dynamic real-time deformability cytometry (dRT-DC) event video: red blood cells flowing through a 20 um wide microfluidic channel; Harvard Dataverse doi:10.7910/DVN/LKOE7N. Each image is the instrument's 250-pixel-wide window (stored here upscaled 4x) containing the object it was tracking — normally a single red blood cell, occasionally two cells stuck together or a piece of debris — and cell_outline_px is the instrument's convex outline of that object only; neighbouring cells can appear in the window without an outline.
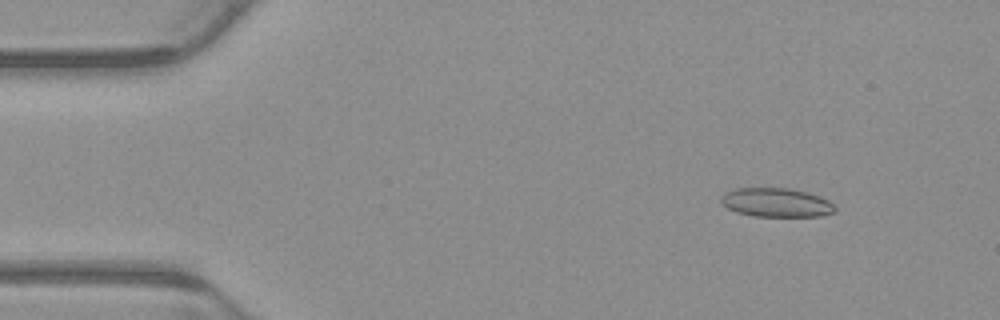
{"species": "common noctule bat (a hibernating species)", "species_latin": "Nyctalus noctula", "temperature_condition": "warm", "stored_images_in_passage": 7, "camera_frame_rate_fps": 3000, "um_per_image_px": 0.085, "animal": {"sex": "male", "body_mass_g": 23.1, "forearm_length_mm": 52.7}, "frame": {"image": 1, "passage_image": 2, "time_ms": 0.333, "image_size_px": [1000, 320], "cell_outline_px": [[836, 208], [832, 212], [820, 216], [752, 216], [736, 212], [728, 208], [720, 200], [728, 192], [736, 188], [788, 188], [808, 192], [820, 196], [828, 200]], "centroid_in_image_um": [66.0, 17.21], "position_along_channel_um": 19.0, "area_um2": 18.96}}
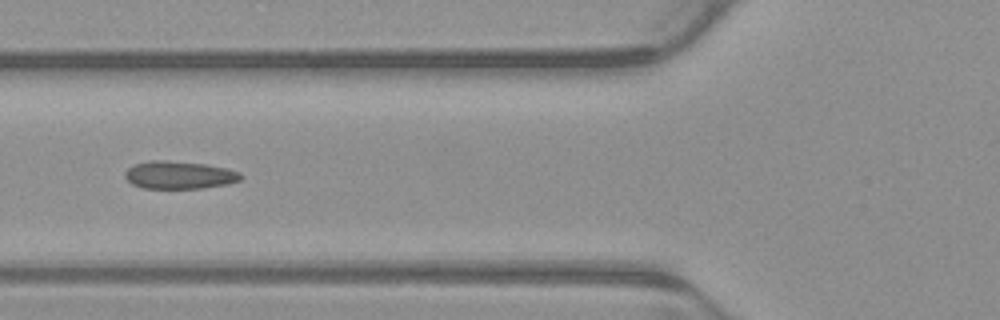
{"frame": {"image": 2, "passage_image": 5, "time_ms": 1.333, "image_size_px": [1000, 320], "cell_outline_px": [[244, 176], [240, 180], [228, 184], [200, 188], [144, 188], [132, 184], [124, 176], [124, 172], [132, 164], [148, 160], [168, 160], [204, 164], [228, 168], [240, 172]], "centroid_in_image_um": [15.23, 14.86], "position_along_channel_um": 110.6, "area_um2": 18.9}}
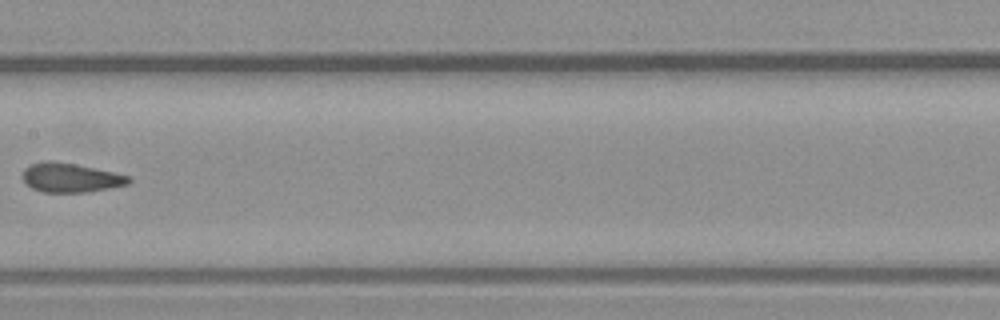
{"frame": {"image": 3, "passage_image": 7, "time_ms": 2.0, "image_size_px": [1000, 320], "cell_outline_px": [[132, 180], [128, 184], [88, 192], [44, 192], [32, 188], [20, 176], [24, 168], [28, 164], [44, 160], [52, 160], [76, 164], [132, 176]], "centroid_in_image_um": [5.97, 15.08], "position_along_channel_um": 201.4, "area_um2": 18.26}}